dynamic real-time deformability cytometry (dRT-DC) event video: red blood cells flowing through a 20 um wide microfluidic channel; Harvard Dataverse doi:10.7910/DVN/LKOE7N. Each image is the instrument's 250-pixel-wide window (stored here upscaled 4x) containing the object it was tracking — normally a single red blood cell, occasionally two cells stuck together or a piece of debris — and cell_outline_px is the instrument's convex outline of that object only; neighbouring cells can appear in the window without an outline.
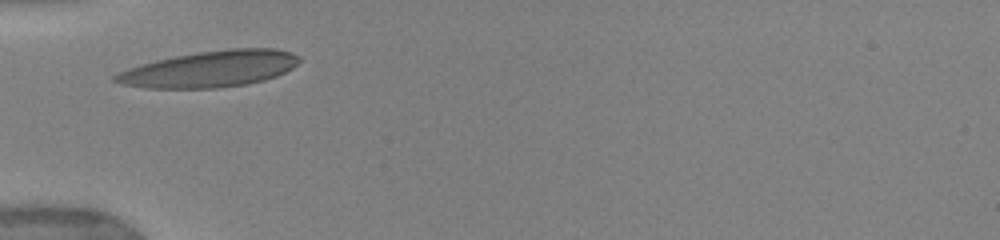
{"species": "human", "species_latin": "Homo sapiens", "temperature_condition": "warm", "stored_images_in_passage": 6, "camera_frame_rate_fps": 3000, "um_per_image_px": 0.085, "donor": {"sex": "female"}, "frame": {"image": 1, "passage_image": 1, "time_ms": 0.0, "image_size_px": [1000, 240], "cell_outline_px": [[300, 60], [292, 68], [276, 76], [264, 80], [244, 84], [216, 88], [148, 88], [124, 84], [112, 80], [112, 76], [128, 68], [156, 60], [176, 56], [200, 52], [232, 48], [276, 48], [292, 52], [300, 56]], "centroid_in_image_um": [17.88, 5.86], "position_along_channel_um": 67.1, "area_um2": 38.55}}